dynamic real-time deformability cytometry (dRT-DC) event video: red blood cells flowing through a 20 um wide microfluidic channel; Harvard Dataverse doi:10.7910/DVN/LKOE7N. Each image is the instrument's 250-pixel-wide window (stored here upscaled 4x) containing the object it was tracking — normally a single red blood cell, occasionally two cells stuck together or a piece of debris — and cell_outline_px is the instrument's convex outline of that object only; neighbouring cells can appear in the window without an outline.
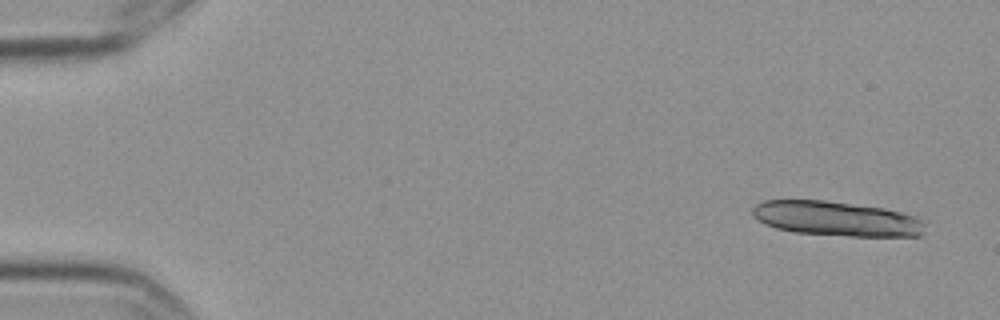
{"species": "Egyptian fruit bat (a non-hibernating species)", "species_latin": "Rousettus aegyptiacus", "temperature_condition": "cold", "stored_images_in_passage": 11, "segment_of_instrument_passage": [1, 2], "camera_frame_rate_fps": 3000, "um_per_image_px": 0.085, "frame": {"image": 1, "passage_image": 1, "time_ms": 0.0, "image_size_px": [1000, 320], "cell_outline_px": [[924, 236], [848, 236], [796, 232], [776, 228], [764, 224], [752, 216], [752, 208], [756, 204], [764, 200], [824, 200], [884, 208], [916, 216], [920, 220], [924, 232]], "centroid_in_image_um": [71.06, 18.58], "position_along_channel_um": 13.9, "area_um2": 34.8}}